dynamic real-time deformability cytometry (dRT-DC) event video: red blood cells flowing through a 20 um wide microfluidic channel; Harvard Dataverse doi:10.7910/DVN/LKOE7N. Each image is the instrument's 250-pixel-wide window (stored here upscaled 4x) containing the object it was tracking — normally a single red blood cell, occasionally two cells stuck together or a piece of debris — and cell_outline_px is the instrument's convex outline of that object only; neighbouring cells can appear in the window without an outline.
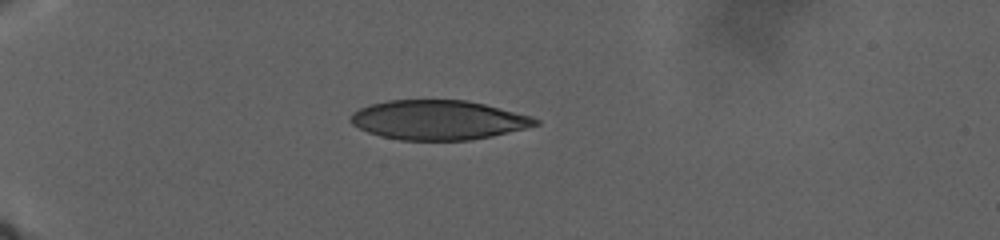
{"species": "human", "species_latin": "Homo sapiens", "temperature_condition": "warm", "stored_images_in_passage": 72, "camera_frame_rate_fps": 3000, "um_per_image_px": 0.085, "donor": {"sex": "male"}, "frame": {"image": 1, "passage_image": 1, "time_ms": 0.0, "image_size_px": [1000, 240], "cell_outline_px": [[540, 124], [492, 136], [472, 140], [400, 140], [380, 136], [368, 132], [352, 124], [352, 112], [360, 108], [372, 104], [388, 100], [464, 100], [484, 104], [532, 116], [540, 120]], "centroid_in_image_um": [37.27, 10.2], "position_along_channel_um": 47.7, "area_um2": 42.25}}
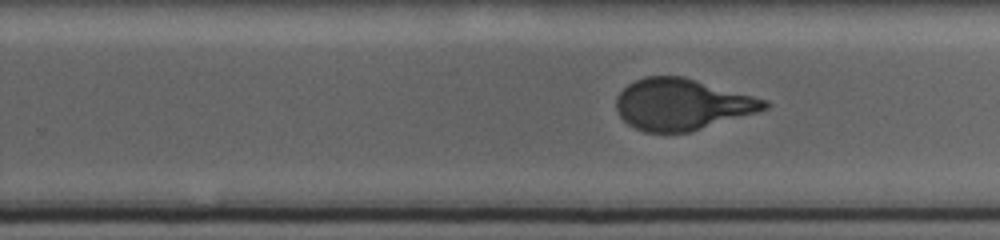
{"frame": {"image": 2, "passage_image": 38, "time_ms": 15.667, "image_size_px": [1000, 240], "cell_outline_px": [[772, 104], [768, 108], [756, 112], [688, 132], [644, 132], [628, 124], [616, 112], [616, 96], [628, 84], [644, 76], [684, 76], [768, 100]], "centroid_in_image_um": [57.95, 8.86], "position_along_channel_um": 271.8, "area_um2": 44.16}}
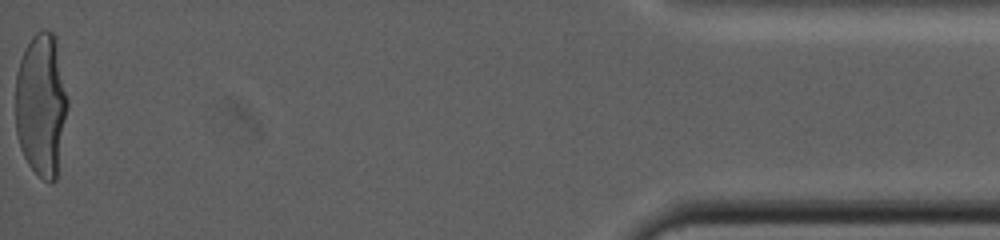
{"frame": {"image": 3, "passage_image": 72, "time_ms": 29.0, "image_size_px": [1000, 240], "cell_outline_px": [[68, 108], [56, 180], [52, 184], [48, 184], [28, 164], [20, 148], [16, 132], [16, 72], [20, 60], [32, 36], [36, 32], [44, 28], [48, 28], [56, 36], [68, 100]], "centroid_in_image_um": [3.52, 8.9], "position_along_channel_um": 431.7, "area_um2": 43.93}}